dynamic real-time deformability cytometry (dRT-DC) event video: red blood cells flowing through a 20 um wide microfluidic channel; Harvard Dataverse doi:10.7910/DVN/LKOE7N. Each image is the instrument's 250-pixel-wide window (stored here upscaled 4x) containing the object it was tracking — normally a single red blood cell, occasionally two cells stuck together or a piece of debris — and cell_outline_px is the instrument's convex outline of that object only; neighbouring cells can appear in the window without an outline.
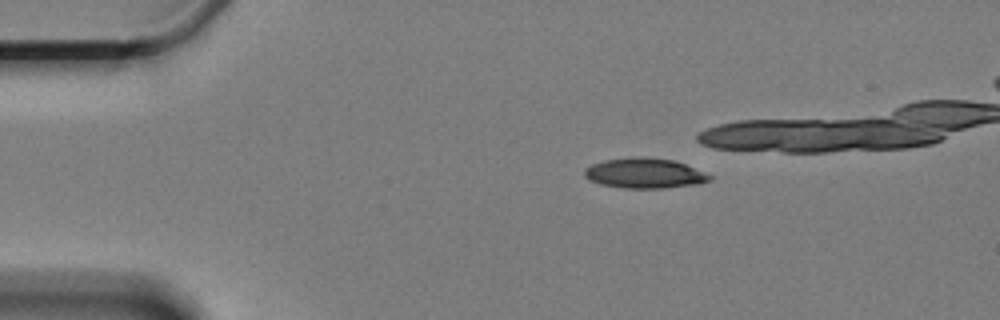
{"species": "Egyptian fruit bat (a non-hibernating species)", "species_latin": "Rousettus aegyptiacus", "temperature_condition": "cold", "stored_images_in_passage": 38, "camera_frame_rate_fps": 3000, "um_per_image_px": 0.085, "animal": {"sex": "female"}, "frame": {"image": 1, "passage_image": 1, "time_ms": 0.0, "image_size_px": [1000, 320], "cell_outline_px": [[712, 180], [696, 184], [664, 188], [624, 188], [600, 184], [588, 180], [584, 176], [584, 172], [592, 164], [604, 160], [636, 156], [644, 156], [672, 160], [684, 164], [712, 176]], "centroid_in_image_um": [54.76, 14.72], "position_along_channel_um": 30.2, "area_um2": 21.85}}
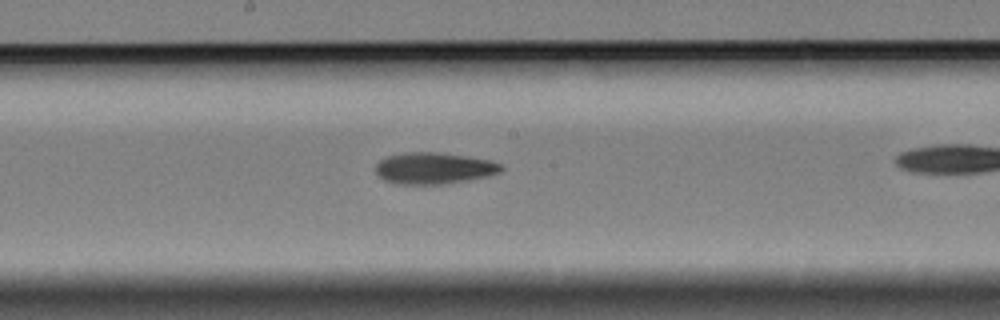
{"frame": {"image": 2, "passage_image": 22, "time_ms": 7.0, "image_size_px": [1000, 320], "cell_outline_px": [[504, 168], [500, 172], [488, 176], [468, 180], [444, 184], [396, 184], [384, 180], [376, 176], [376, 164], [380, 160], [388, 156], [404, 152], [432, 152], [464, 156], [488, 160], [504, 164]], "centroid_in_image_um": [36.86, 14.31], "position_along_channel_um": 211.3, "area_um2": 23.06}}
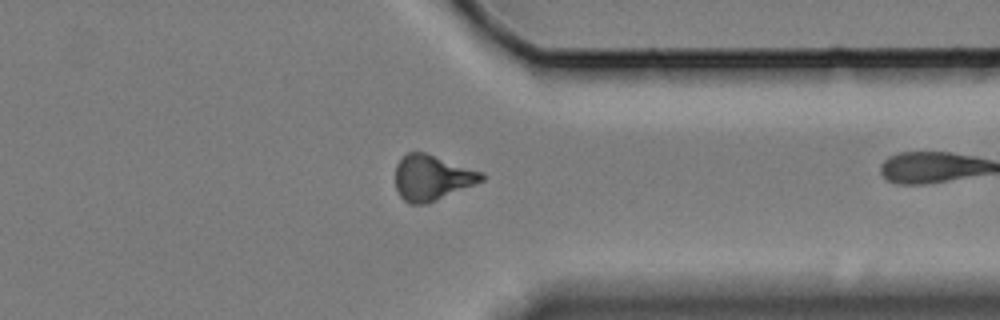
{"frame": {"image": 3, "passage_image": 37, "time_ms": 12.0, "image_size_px": [1000, 320], "cell_outline_px": [[484, 180], [428, 204], [408, 204], [400, 196], [396, 188], [396, 164], [408, 152], [424, 152], [484, 172]], "centroid_in_image_um": [36.72, 15.11], "position_along_channel_um": 374.7, "area_um2": 22.77}}